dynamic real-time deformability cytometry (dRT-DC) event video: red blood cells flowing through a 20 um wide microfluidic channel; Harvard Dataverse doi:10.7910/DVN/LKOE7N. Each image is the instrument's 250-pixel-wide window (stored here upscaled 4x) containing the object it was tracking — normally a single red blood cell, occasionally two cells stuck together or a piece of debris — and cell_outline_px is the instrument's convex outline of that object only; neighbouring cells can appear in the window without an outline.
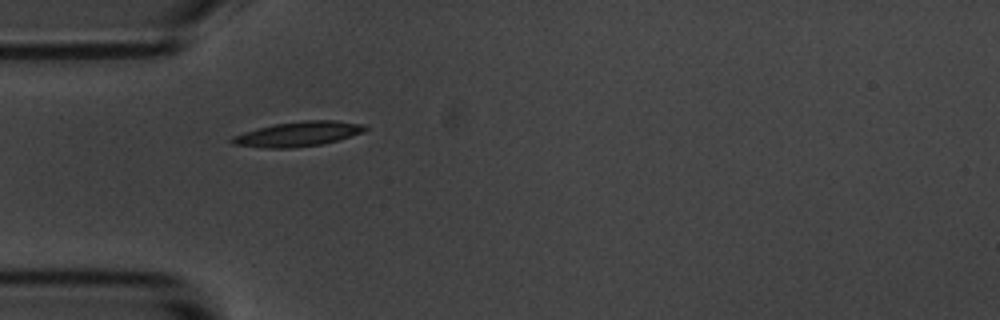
{"species": "common noctule bat (a hibernating species)", "species_latin": "Nyctalus noctula", "temperature_condition": "room temperature", "stored_images_in_passage": 3, "camera_frame_rate_fps": 3000, "um_per_image_px": 0.085, "animal": {"sex": "male", "body_mass_g": 20.1, "forearm_length_mm": 53.5}, "frame": {"image": 1, "passage_image": 1, "time_ms": 0.0, "image_size_px": [1000, 320], "cell_outline_px": [[368, 128], [364, 132], [336, 140], [320, 144], [292, 148], [264, 148], [232, 144], [228, 140], [232, 136], [256, 128], [276, 124], [304, 120], [336, 120], [364, 124]], "centroid_in_image_um": [25.31, 11.38], "position_along_channel_um": 59.7, "area_um2": 19.19}}
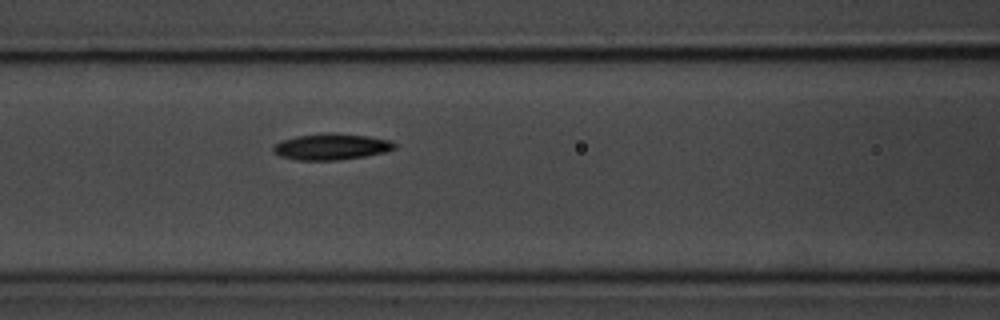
{"frame": {"image": 2, "passage_image": 3, "time_ms": 2.333, "image_size_px": [1000, 320], "cell_outline_px": [[396, 148], [384, 152], [364, 156], [340, 160], [296, 160], [280, 156], [272, 152], [272, 148], [276, 144], [284, 140], [296, 136], [328, 132], [332, 132], [368, 136], [392, 140], [396, 144]], "centroid_in_image_um": [28.17, 12.46], "position_along_channel_um": 138.4, "area_um2": 18.61}}